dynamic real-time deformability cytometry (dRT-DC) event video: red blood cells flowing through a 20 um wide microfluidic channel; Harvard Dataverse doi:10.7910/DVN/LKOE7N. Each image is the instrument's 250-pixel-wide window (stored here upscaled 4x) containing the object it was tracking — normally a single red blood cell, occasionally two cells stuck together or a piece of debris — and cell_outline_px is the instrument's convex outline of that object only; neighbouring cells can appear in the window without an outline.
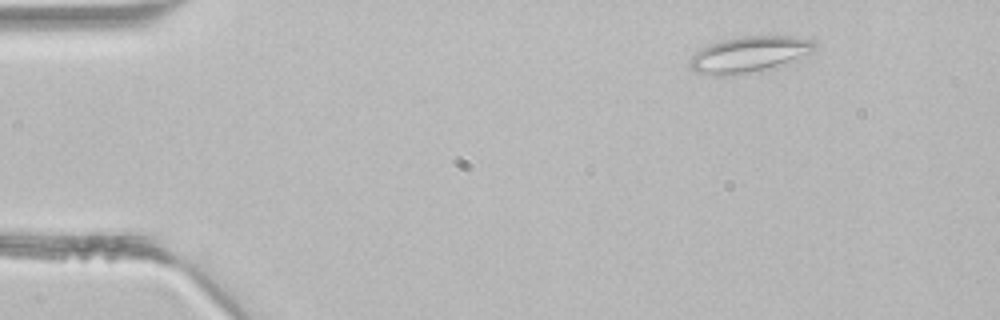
{"species": "common noctule bat (a hibernating species)", "species_latin": "Nyctalus noctula", "temperature_condition": "room temperature", "stored_images_in_passage": 3, "camera_frame_rate_fps": 3000, "um_per_image_px": 0.085, "animal": {"sex": "male", "body_mass_g": 21.5, "forearm_length_mm": 52.0}, "frame": {"image": 1, "passage_image": 3, "time_ms": 0.667, "image_size_px": [1000, 320], "cell_outline_px": [[816, 48], [812, 52], [776, 68], [724, 76], [708, 76], [696, 72], [688, 64], [688, 60], [696, 52], [712, 44], [724, 40], [744, 36], [792, 36], [812, 40], [816, 44]], "centroid_in_image_um": [63.69, 4.64], "position_along_channel_um": 21.3, "area_um2": 26.13}}